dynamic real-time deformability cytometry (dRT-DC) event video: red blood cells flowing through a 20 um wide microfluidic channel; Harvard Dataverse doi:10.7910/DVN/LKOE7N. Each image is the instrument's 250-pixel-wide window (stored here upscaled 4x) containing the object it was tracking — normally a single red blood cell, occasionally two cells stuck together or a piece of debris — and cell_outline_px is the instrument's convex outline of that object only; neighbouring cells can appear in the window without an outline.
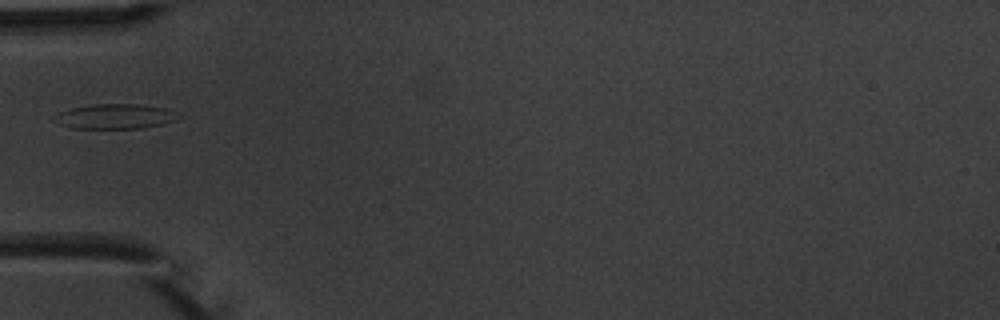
{"species": "common noctule bat (a hibernating species)", "species_latin": "Nyctalus noctula", "temperature_condition": "warm", "stored_images_in_passage": 6, "camera_frame_rate_fps": 3000, "um_per_image_px": 0.085, "animal": {"sex": "male", "body_mass_g": 20.1, "forearm_length_mm": 53.5}, "frame": {"image": 1, "passage_image": 6, "time_ms": 5.667, "image_size_px": [1000, 320], "cell_outline_px": [[180, 112], [176, 120], [144, 128], [72, 128], [60, 124], [52, 120], [52, 116], [60, 112], [72, 108], [92, 104], [140, 104], [164, 108]], "centroid_in_image_um": [9.77, 9.89], "position_along_channel_um": 75.2, "area_um2": 17.98}}